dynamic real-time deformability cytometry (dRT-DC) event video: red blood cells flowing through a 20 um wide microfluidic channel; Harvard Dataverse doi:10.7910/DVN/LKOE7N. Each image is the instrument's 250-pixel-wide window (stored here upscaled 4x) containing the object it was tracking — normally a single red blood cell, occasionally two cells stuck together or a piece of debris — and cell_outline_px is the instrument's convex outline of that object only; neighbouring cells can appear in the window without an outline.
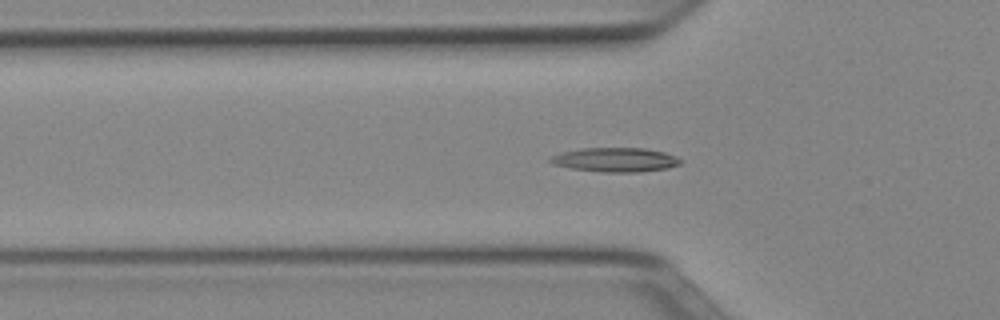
{"species": "Egyptian fruit bat (a non-hibernating species)", "species_latin": "Rousettus aegyptiacus", "temperature_condition": "cold", "stored_images_in_passage": 51, "camera_frame_rate_fps": 3000, "um_per_image_px": 0.085, "animal": {"sex": "female"}, "frame": {"image": 1, "passage_image": 17, "time_ms": 5.333, "image_size_px": [1000, 320], "cell_outline_px": [[680, 164], [668, 168], [640, 172], [604, 172], [572, 168], [552, 164], [548, 160], [552, 156], [560, 152], [580, 148], [644, 148], [664, 152], [676, 156], [680, 160]], "centroid_in_image_um": [52.29, 13.57], "position_along_channel_um": 73.5, "area_um2": 18.32}}
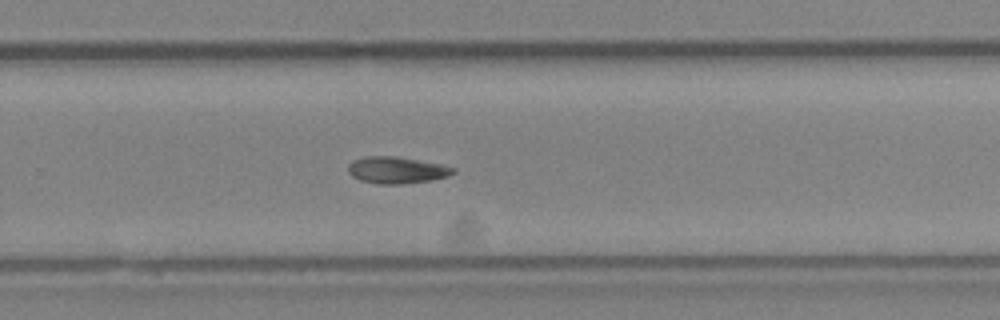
{"frame": {"image": 2, "passage_image": 34, "time_ms": 11.0, "image_size_px": [1000, 320], "cell_outline_px": [[456, 172], [448, 176], [432, 180], [400, 184], [376, 184], [360, 180], [352, 176], [348, 172], [348, 164], [352, 160], [364, 156], [396, 156], [440, 164], [456, 168]], "centroid_in_image_um": [33.7, 14.45], "position_along_channel_um": 296.1, "area_um2": 16.47}}
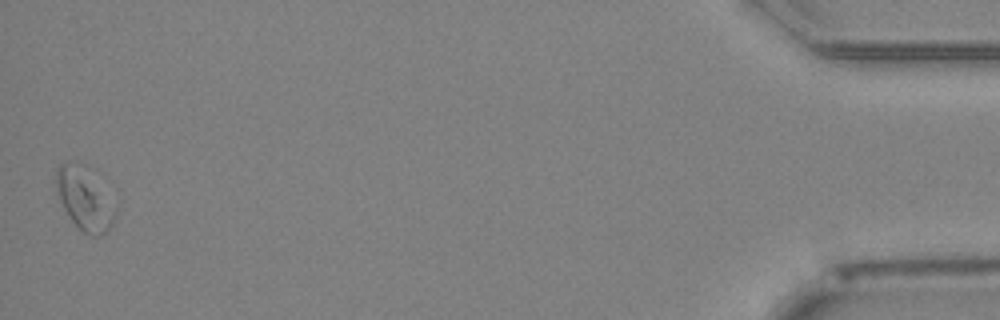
{"frame": {"image": 3, "passage_image": 51, "time_ms": 16.667, "image_size_px": [1000, 320], "cell_outline_px": [[120, 204], [116, 216], [108, 232], [100, 236], [92, 236], [84, 232], [72, 220], [64, 208], [56, 192], [56, 168], [60, 164], [64, 164]], "centroid_in_image_um": [7.24, 17.2], "position_along_channel_um": 428.0, "area_um2": 19.25}}